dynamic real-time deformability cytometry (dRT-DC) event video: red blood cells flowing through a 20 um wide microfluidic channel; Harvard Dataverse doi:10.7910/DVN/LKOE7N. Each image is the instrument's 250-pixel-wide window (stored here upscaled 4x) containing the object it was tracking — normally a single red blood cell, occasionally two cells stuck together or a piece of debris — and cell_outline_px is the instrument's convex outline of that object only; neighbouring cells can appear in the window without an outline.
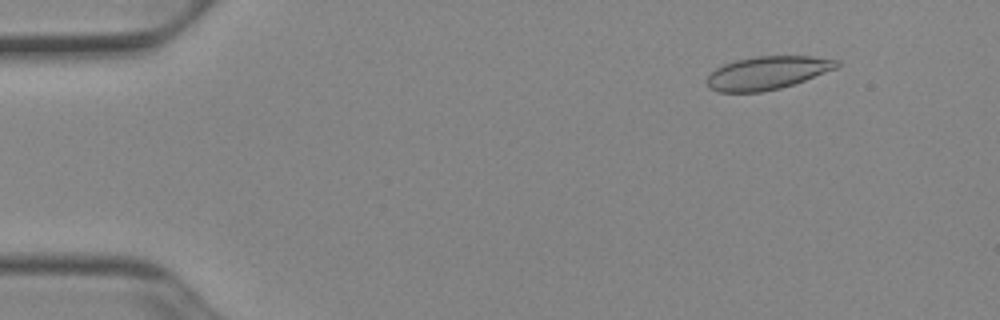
{"species": "Egyptian fruit bat (a non-hibernating species)", "species_latin": "Rousettus aegyptiacus", "temperature_condition": "cold", "stored_images_in_passage": 53, "segment_of_instrument_passage": [1, 2], "camera_frame_rate_fps": 3000, "um_per_image_px": 0.085, "animal": {"sex": "female"}, "frame": {"image": 1, "passage_image": 6, "time_ms": 1.667, "image_size_px": [1000, 320], "cell_outline_px": [[840, 64], [836, 68], [804, 80], [780, 88], [760, 92], [720, 92], [708, 88], [708, 76], [716, 68], [724, 64], [736, 60], [756, 56], [812, 56], [840, 60]], "centroid_in_image_um": [65.22, 6.19], "position_along_channel_um": 19.8, "area_um2": 24.85}}
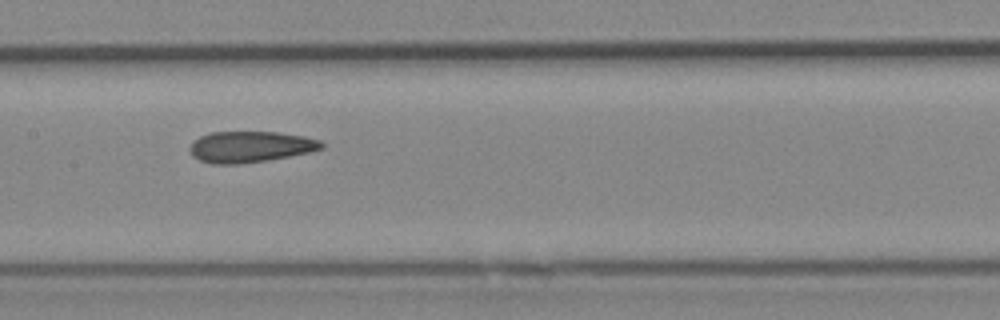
{"frame": {"image": 2, "passage_image": 26, "time_ms": 8.333, "image_size_px": [1000, 320], "cell_outline_px": [[324, 148], [308, 152], [268, 160], [236, 164], [212, 164], [200, 160], [192, 156], [188, 148], [200, 136], [212, 132], [276, 132], [304, 136], [320, 140], [324, 144]], "centroid_in_image_um": [21.27, 12.48], "position_along_channel_um": 186.1, "area_um2": 23.76}}
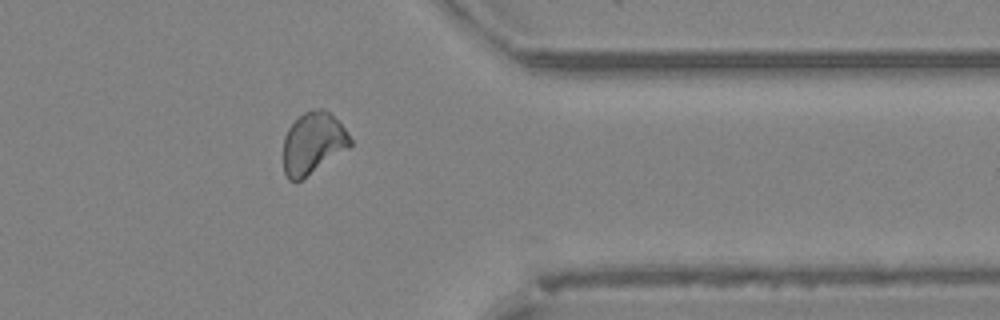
{"frame": {"image": 3, "passage_image": 42, "time_ms": 13.667, "image_size_px": [1000, 320], "cell_outline_px": [[352, 144], [348, 148], [300, 180], [288, 180], [284, 172], [284, 136], [288, 128], [304, 112], [320, 108], [328, 112], [344, 128], [352, 140]], "centroid_in_image_um": [26.59, 12.17], "position_along_channel_um": 384.8, "area_um2": 23.41}}